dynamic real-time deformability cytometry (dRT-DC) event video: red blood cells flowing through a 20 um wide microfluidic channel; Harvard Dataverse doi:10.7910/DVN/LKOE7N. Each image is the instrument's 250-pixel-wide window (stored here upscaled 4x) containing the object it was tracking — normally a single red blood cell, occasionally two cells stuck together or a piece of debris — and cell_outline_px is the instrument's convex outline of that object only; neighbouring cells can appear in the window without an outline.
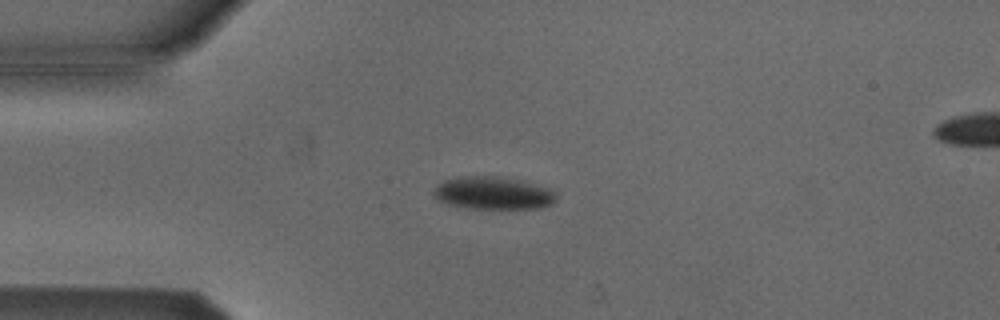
{"species": "Egyptian fruit bat (a non-hibernating species)", "species_latin": "Rousettus aegyptiacus", "temperature_condition": "cold", "stored_images_in_passage": 42, "camera_frame_rate_fps": 3000, "um_per_image_px": 0.085, "animal": {"sex": "male"}, "frame": {"image": 1, "passage_image": 2, "time_ms": 0.333, "image_size_px": [1000, 320], "cell_outline_px": [[556, 200], [552, 204], [540, 208], [468, 208], [448, 204], [436, 200], [432, 192], [444, 180], [460, 176], [488, 176], [516, 180], [548, 188], [556, 196]], "centroid_in_image_um": [41.86, 16.42], "position_along_channel_um": 43.1, "area_um2": 22.89}}
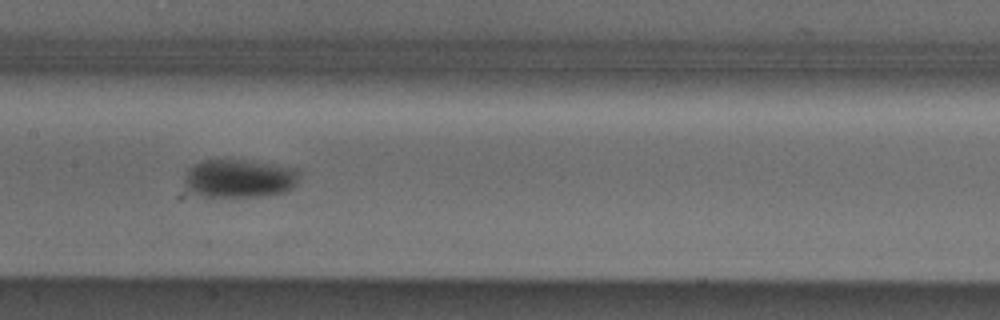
{"frame": {"image": 2, "passage_image": 15, "time_ms": 4.667, "image_size_px": [1000, 320], "cell_outline_px": [[300, 172], [296, 184], [292, 188], [284, 192], [264, 196], [200, 196], [184, 188], [184, 176], [188, 168], [204, 160], [240, 160], [300, 168]], "centroid_in_image_um": [20.34, 15.17], "position_along_channel_um": 187.1, "area_um2": 25.72}}
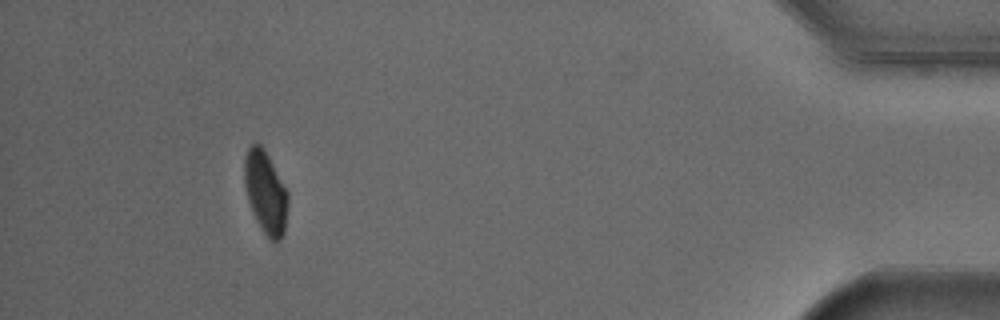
{"frame": {"image": 3, "passage_image": 38, "time_ms": 12.333, "image_size_px": [1000, 320], "cell_outline_px": [[288, 204], [284, 232], [280, 240], [272, 240], [260, 228], [256, 220], [248, 200], [244, 184], [244, 156], [248, 148], [252, 144], [260, 144], [272, 164], [288, 192]], "centroid_in_image_um": [22.56, 16.35], "position_along_channel_um": 412.6, "area_um2": 20.58}, "authors_computed_cell_mechanics": {"area_um2": 24.1893, "velocity_mm_per_s": 3.8082, "shape_relaxation_time_tau1_ms": 3.1461, "shape_relaxation_time_tau2_ms": null, "deformation_change_tau1": 0.0968, "deformation_change_tau2": null}}